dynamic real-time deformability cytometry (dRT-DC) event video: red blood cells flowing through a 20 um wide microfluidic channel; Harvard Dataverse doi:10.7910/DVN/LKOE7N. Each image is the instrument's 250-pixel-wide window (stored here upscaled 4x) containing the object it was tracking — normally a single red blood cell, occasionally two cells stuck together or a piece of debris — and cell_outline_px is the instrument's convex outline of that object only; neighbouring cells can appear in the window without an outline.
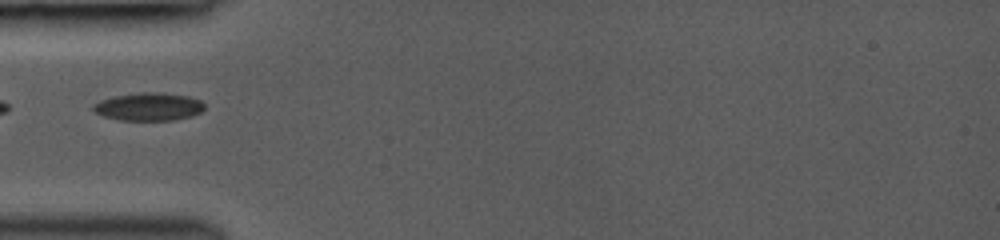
{"species": "common noctule bat (a hibernating species)", "species_latin": "Nyctalus noctula", "temperature_condition": "room temperature", "stored_images_in_passage": 9, "camera_frame_rate_fps": 3000, "um_per_image_px": 0.085, "animal": {"sex": "female", "body_mass_g": 19.0, "forearm_length_mm": 53.3}, "frame": {"image": 1, "passage_image": 1, "time_ms": 0.0, "image_size_px": [1000, 240], "cell_outline_px": [[204, 108], [200, 112], [192, 116], [172, 120], [120, 120], [100, 116], [92, 108], [92, 104], [100, 100], [112, 96], [140, 92], [156, 92], [188, 96], [200, 100], [204, 104]], "centroid_in_image_um": [12.59, 9.07], "position_along_channel_um": 72.4, "area_um2": 18.21}}
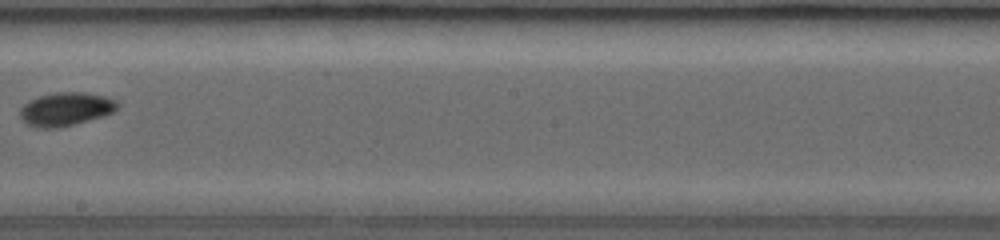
{"frame": {"image": 2, "passage_image": 8, "time_ms": 4.0, "image_size_px": [1000, 240], "cell_outline_px": [[120, 108], [104, 116], [60, 128], [36, 128], [28, 124], [20, 116], [20, 108], [24, 104], [40, 96], [56, 92], [84, 92], [104, 96], [116, 100], [120, 104]], "centroid_in_image_um": [5.63, 9.28], "position_along_channel_um": 242.6, "area_um2": 19.02}}